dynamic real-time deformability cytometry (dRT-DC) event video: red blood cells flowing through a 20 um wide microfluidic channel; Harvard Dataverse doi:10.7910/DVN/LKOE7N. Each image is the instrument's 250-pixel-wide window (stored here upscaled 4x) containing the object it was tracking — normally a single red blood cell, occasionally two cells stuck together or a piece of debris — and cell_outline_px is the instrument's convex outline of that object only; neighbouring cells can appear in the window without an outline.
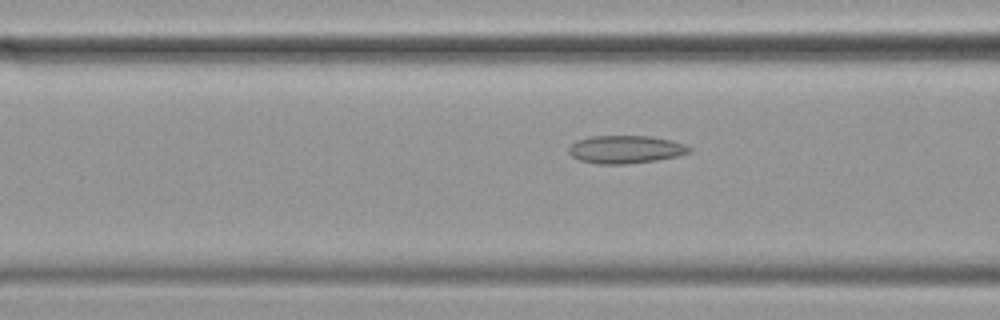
{"species": "common noctule bat (a hibernating species)", "species_latin": "Nyctalus noctula", "temperature_condition": "cold", "stored_images_in_passage": 38, "camera_frame_rate_fps": 3000, "um_per_image_px": 0.085, "animal": {"sex": "female", "body_mass_g": 19.9}, "frame": {"image": 1, "passage_image": 7, "time_ms": 2.0, "image_size_px": [1000, 320], "cell_outline_px": [[692, 152], [676, 156], [656, 160], [624, 164], [596, 164], [580, 160], [572, 156], [568, 152], [568, 148], [576, 140], [588, 136], [652, 136], [684, 144], [692, 148]], "centroid_in_image_um": [53.14, 12.7], "position_along_channel_um": 113.5, "area_um2": 19.59}}
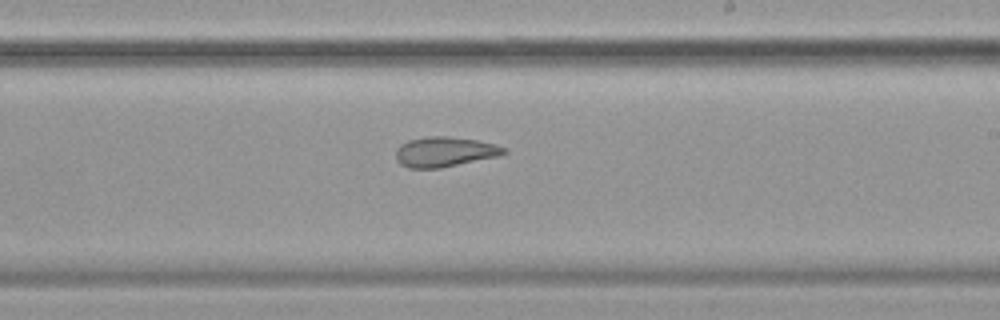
{"frame": {"image": 2, "passage_image": 19, "time_ms": 6.0, "image_size_px": [1000, 320], "cell_outline_px": [[508, 152], [500, 156], [440, 168], [408, 168], [400, 164], [396, 160], [396, 148], [400, 144], [408, 140], [428, 136], [448, 136], [476, 140], [496, 144], [508, 148]], "centroid_in_image_um": [37.81, 12.9], "position_along_channel_um": 251.2, "area_um2": 19.13}}
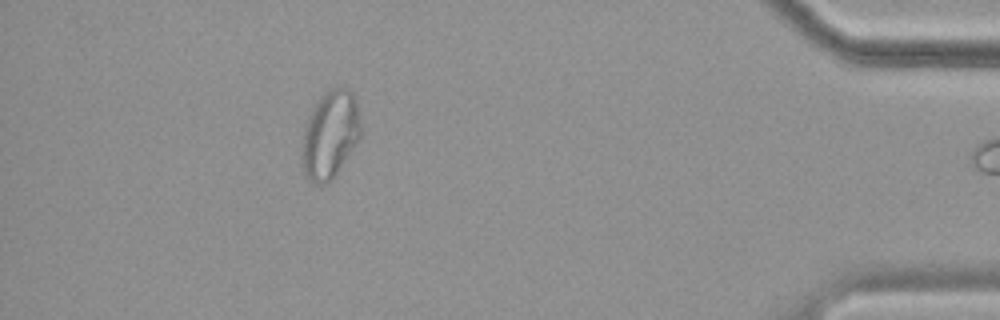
{"frame": {"image": 3, "passage_image": 37, "time_ms": 12.0, "image_size_px": [1000, 320], "cell_outline_px": [[360, 136], [356, 144], [336, 172], [324, 184], [316, 184], [308, 180], [304, 172], [300, 156], [304, 128], [312, 108], [316, 100], [324, 92], [332, 88], [348, 88], [352, 92], [356, 100], [360, 124]], "centroid_in_image_um": [28.02, 11.42], "position_along_channel_um": 407.2, "area_um2": 29.82}}